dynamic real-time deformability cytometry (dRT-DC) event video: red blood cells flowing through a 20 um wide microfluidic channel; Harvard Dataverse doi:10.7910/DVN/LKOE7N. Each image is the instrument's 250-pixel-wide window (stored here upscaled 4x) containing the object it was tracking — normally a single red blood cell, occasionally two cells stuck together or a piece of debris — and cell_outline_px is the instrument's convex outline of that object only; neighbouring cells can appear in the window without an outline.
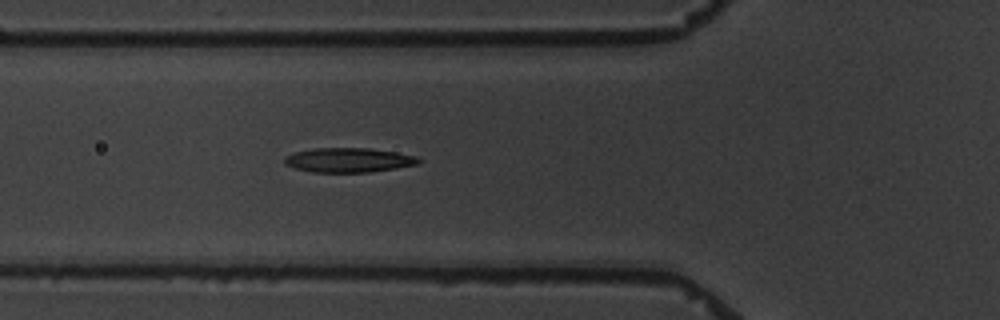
{"species": "common noctule bat (a hibernating species)", "species_latin": "Nyctalus noctula", "temperature_condition": "warm", "stored_images_in_passage": 2, "camera_frame_rate_fps": 3000, "um_per_image_px": 0.085, "animal": {"sex": "male", "body_mass_g": 19.5, "forearm_length_mm": 54.6}, "frame": {"image": 1, "passage_image": 2, "time_ms": 1.0, "image_size_px": [1000, 320], "cell_outline_px": [[424, 160], [416, 164], [368, 172], [312, 172], [296, 168], [284, 164], [284, 156], [296, 152], [312, 148], [368, 148], [416, 156]], "centroid_in_image_um": [29.58, 13.6], "position_along_channel_um": 96.2, "area_um2": 18.84}}